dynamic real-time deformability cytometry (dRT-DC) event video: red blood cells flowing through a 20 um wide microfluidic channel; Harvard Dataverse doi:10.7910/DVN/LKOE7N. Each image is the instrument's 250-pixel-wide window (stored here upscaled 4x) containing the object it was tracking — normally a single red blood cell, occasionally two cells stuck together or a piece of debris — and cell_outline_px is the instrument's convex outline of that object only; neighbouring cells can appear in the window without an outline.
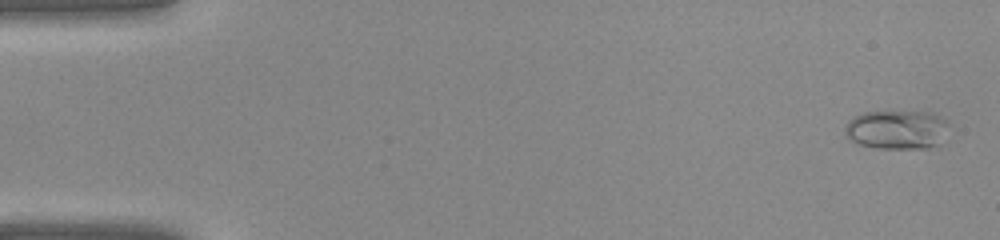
{"species": "common noctule bat (a hibernating species)", "species_latin": "Nyctalus noctula", "temperature_condition": "warm", "stored_images_in_passage": 40, "camera_frame_rate_fps": 3000, "um_per_image_px": 0.085, "animal": {"sex": "female", "body_mass_g": 22.0, "forearm_length_mm": 56.7}, "frame": {"image": 1, "passage_image": 2, "time_ms": 0.333, "image_size_px": [1000, 240], "cell_outline_px": [[948, 124], [932, 144], [928, 148], [876, 148], [860, 144], [852, 140], [844, 132], [844, 128], [848, 120], [852, 116], [864, 112], [928, 112], [944, 120]], "centroid_in_image_um": [76.07, 11.0], "position_along_channel_um": 8.9, "area_um2": 22.66}}
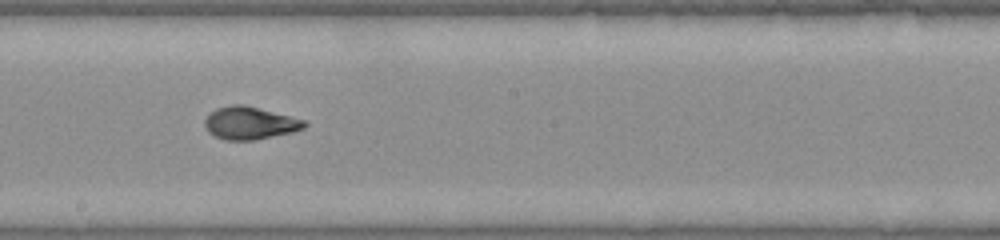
{"frame": {"image": 2, "passage_image": 23, "time_ms": 7.333, "image_size_px": [1000, 240], "cell_outline_px": [[308, 124], [304, 128], [292, 132], [256, 140], [224, 140], [208, 132], [204, 124], [204, 120], [216, 108], [232, 104], [244, 104], [304, 120]], "centroid_in_image_um": [21.22, 10.46], "position_along_channel_um": 227.0, "area_um2": 18.84}}
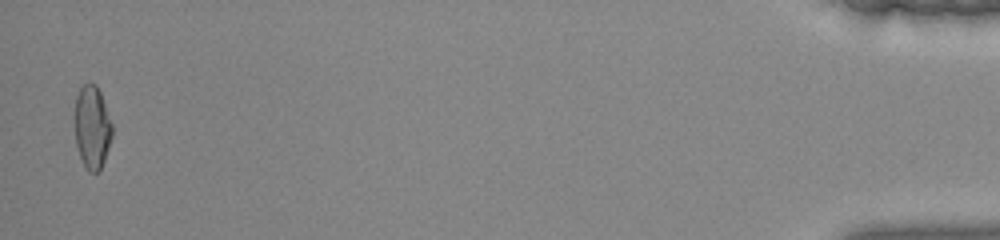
{"frame": {"image": 3, "passage_image": 40, "time_ms": 13.0, "image_size_px": [1000, 240], "cell_outline_px": [[112, 136], [100, 172], [88, 172], [80, 156], [76, 144], [76, 96], [80, 88], [84, 84], [96, 84], [100, 92], [112, 124]], "centroid_in_image_um": [7.85, 10.84], "position_along_channel_um": 427.4, "area_um2": 17.74}}